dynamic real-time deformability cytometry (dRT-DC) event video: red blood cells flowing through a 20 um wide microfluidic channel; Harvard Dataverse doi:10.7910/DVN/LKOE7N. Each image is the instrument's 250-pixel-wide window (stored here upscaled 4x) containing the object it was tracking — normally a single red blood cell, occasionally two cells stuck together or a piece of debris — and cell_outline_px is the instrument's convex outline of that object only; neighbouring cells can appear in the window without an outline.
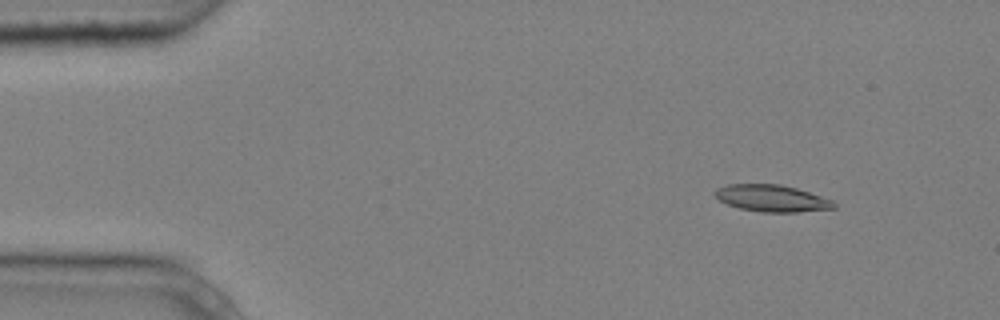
{"species": "common noctule bat (a hibernating species)", "species_latin": "Nyctalus noctula", "temperature_condition": "cold", "stored_images_in_passage": 9, "camera_frame_rate_fps": 3000, "um_per_image_px": 0.085, "animal": {"sex": "male", "body_mass_g": 20.4}, "frame": {"image": 1, "passage_image": 1, "time_ms": 0.0, "image_size_px": [1000, 320], "cell_outline_px": [[836, 208], [796, 212], [764, 212], [740, 208], [728, 204], [720, 200], [712, 192], [716, 188], [728, 184], [780, 184], [796, 188], [832, 200], [836, 204]], "centroid_in_image_um": [65.59, 16.85], "position_along_channel_um": 19.4, "area_um2": 18.44}}
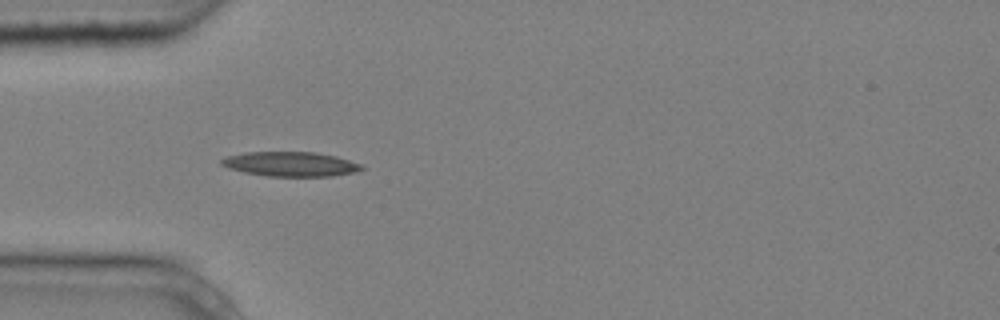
{"frame": {"image": 2, "passage_image": 4, "time_ms": 1.0, "image_size_px": [1000, 320], "cell_outline_px": [[364, 168], [352, 172], [332, 176], [268, 176], [244, 172], [228, 168], [220, 164], [220, 160], [224, 156], [244, 152], [316, 152], [336, 156], [364, 164]], "centroid_in_image_um": [24.67, 13.93], "position_along_channel_um": 60.3, "area_um2": 20.17}}
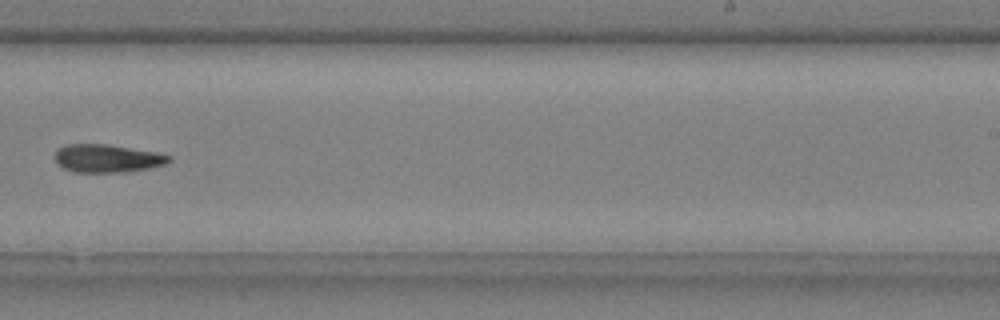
{"frame": {"image": 3, "passage_image": 9, "time_ms": 2.667, "image_size_px": [1000, 320], "cell_outline_px": [[172, 160], [168, 164], [148, 168], [124, 172], [72, 172], [56, 164], [56, 152], [60, 148], [68, 144], [104, 144], [160, 152], [172, 156]], "centroid_in_image_um": [9.17, 13.47], "position_along_channel_um": 279.8, "area_um2": 18.73}}